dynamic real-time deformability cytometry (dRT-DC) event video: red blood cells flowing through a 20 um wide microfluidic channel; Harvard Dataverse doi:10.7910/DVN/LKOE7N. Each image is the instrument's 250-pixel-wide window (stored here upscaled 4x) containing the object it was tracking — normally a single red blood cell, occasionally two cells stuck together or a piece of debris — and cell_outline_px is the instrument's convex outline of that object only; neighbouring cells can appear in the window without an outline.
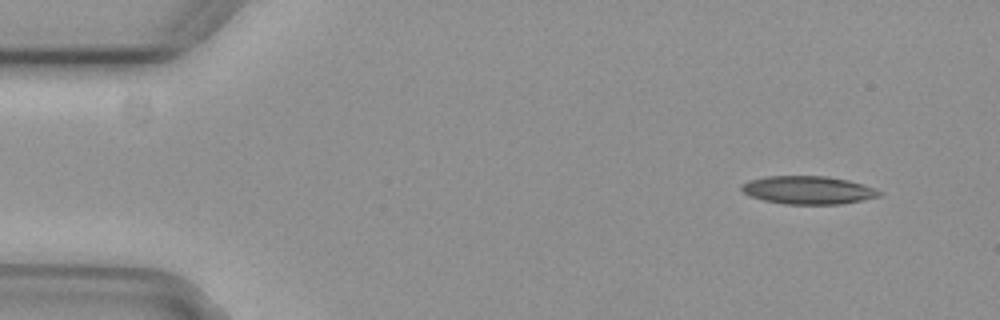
{"species": "common noctule bat (a hibernating species)", "species_latin": "Nyctalus noctula", "temperature_condition": "cold", "stored_images_in_passage": 5, "camera_frame_rate_fps": 3000, "um_per_image_px": 0.085, "animal": {"sex": "female", "body_mass_g": 29.2, "forearm_length_mm": 56.3}, "frame": {"image": 1, "passage_image": 1, "time_ms": 0.0, "image_size_px": [1000, 320], "cell_outline_px": [[884, 192], [880, 196], [840, 204], [784, 204], [764, 200], [748, 196], [740, 188], [740, 184], [748, 180], [764, 176], [828, 176], [848, 180], [876, 188]], "centroid_in_image_um": [68.66, 16.15], "position_along_channel_um": 16.3, "area_um2": 22.72}}